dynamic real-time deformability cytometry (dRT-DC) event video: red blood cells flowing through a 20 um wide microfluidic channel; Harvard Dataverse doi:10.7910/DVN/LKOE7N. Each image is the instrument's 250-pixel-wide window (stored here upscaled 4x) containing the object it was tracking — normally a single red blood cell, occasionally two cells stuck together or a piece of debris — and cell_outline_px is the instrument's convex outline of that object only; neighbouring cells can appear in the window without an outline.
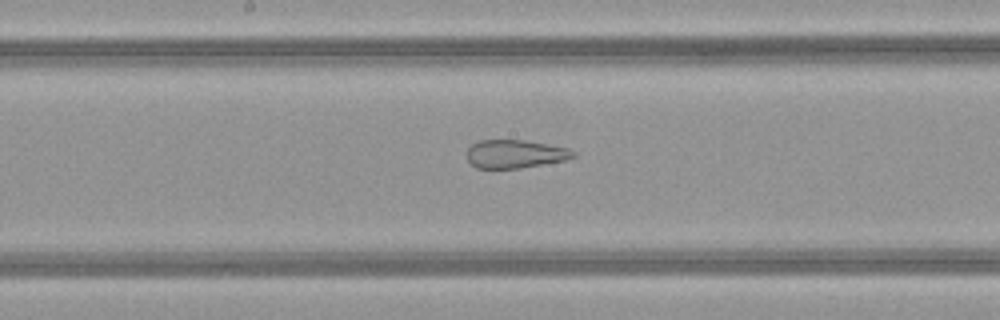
{"species": "common noctule bat (a hibernating species)", "species_latin": "Nyctalus noctula", "temperature_condition": "warm", "stored_images_in_passage": 50, "camera_frame_rate_fps": 3000, "um_per_image_px": 0.085, "animal": {"sex": "female", "body_mass_g": 21.9}, "frame": {"image": 1, "passage_image": 26, "time_ms": 8.333, "image_size_px": [1000, 320], "cell_outline_px": [[576, 156], [568, 160], [520, 168], [476, 168], [468, 160], [468, 148], [472, 144], [480, 140], [524, 140], [568, 148], [576, 152]], "centroid_in_image_um": [43.82, 13.09], "position_along_channel_um": 204.4, "area_um2": 17.51}}
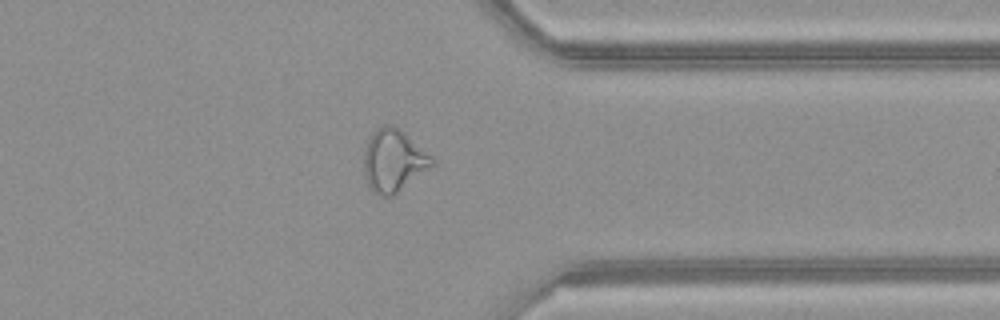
{"frame": {"image": 2, "passage_image": 39, "time_ms": 12.667, "image_size_px": [1000, 320], "cell_outline_px": [[436, 164], [392, 196], [380, 196], [368, 188], [364, 176], [364, 148], [372, 132], [376, 128], [384, 124], [392, 124], [432, 156], [436, 160]], "centroid_in_image_um": [33.43, 13.66], "position_along_channel_um": 378.0, "area_um2": 24.8}}
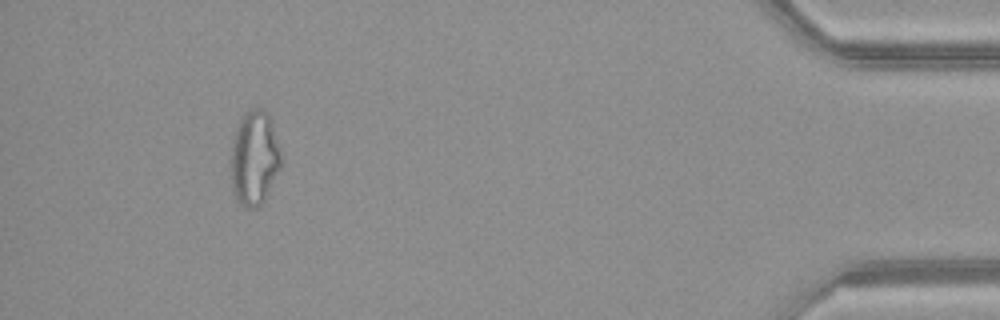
{"frame": {"image": 3, "passage_image": 46, "time_ms": 15.0, "image_size_px": [1000, 320], "cell_outline_px": [[280, 168], [264, 200], [256, 208], [244, 208], [236, 200], [232, 188], [228, 172], [232, 140], [240, 116], [248, 108], [264, 108], [268, 112], [280, 148]], "centroid_in_image_um": [21.56, 13.41], "position_along_channel_um": 413.6, "area_um2": 28.38}, "authors_computed_cell_mechanics": {"area_um2": 26.3568, "velocity_mm_per_s": 4.1586, "shape_relaxation_time_tau1_ms": null, "shape_relaxation_time_tau2_ms": 1.3416, "deformation_change_tau1": null, "deformation_change_tau2": 0.1122}}